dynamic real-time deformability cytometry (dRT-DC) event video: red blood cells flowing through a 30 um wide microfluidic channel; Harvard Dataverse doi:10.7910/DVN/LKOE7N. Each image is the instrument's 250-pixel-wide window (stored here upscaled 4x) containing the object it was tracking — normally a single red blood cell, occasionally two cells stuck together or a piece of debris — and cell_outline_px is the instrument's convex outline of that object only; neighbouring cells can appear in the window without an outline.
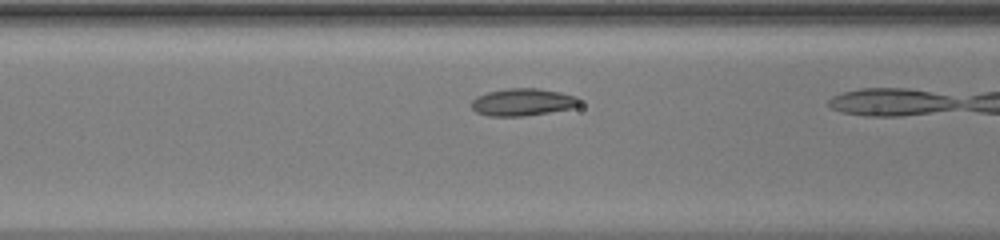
{"species": "common noctule bat (a hibernating species)", "species_latin": "Nyctalus noctula", "temperature_condition": "warm", "stored_images_in_passage": 8, "camera_frame_rate_fps": 3000, "um_per_image_px": 0.085, "animal": {"sex": "female", "body_mass_g": 20.0, "forearm_length_mm": 54.0}, "frame": {"image": 1, "passage_image": 7, "time_ms": 2.0, "image_size_px": [1000, 240], "cell_outline_px": [[580, 104], [572, 108], [524, 116], [488, 116], [476, 112], [472, 108], [472, 100], [476, 96], [488, 92], [508, 88], [536, 88], [560, 92], [576, 96], [580, 100]], "centroid_in_image_um": [44.41, 8.68], "position_along_channel_um": 122.2, "area_um2": 17.11}}